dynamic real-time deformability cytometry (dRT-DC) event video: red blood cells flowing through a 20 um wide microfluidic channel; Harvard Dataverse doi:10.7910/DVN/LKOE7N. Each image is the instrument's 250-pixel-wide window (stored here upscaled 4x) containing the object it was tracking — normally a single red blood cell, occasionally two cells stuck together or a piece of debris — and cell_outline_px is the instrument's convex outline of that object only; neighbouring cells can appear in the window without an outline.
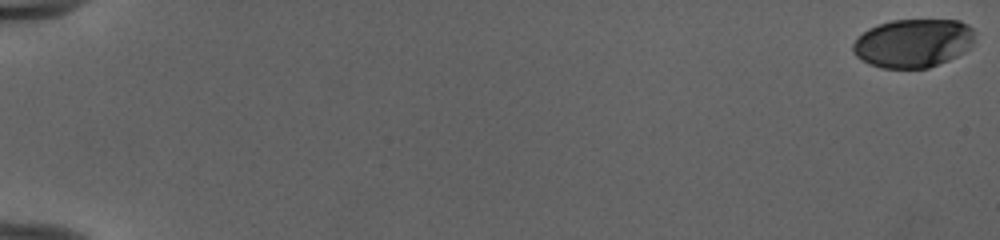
{"species": "human", "species_latin": "Homo sapiens", "temperature_condition": "cold", "stored_images_in_passage": 54, "camera_frame_rate_fps": 3000, "um_per_image_px": 0.085, "donor": {"sex": "female"}, "frame": {"image": 1, "passage_image": 1, "time_ms": 0.0, "image_size_px": [1000, 240], "cell_outline_px": [[972, 44], [964, 52], [948, 60], [928, 68], [880, 68], [868, 64], [856, 56], [852, 52], [852, 44], [868, 28], [892, 20], [960, 20], [968, 24], [972, 28]], "centroid_in_image_um": [77.59, 3.67], "position_along_channel_um": 7.4, "area_um2": 34.39}}
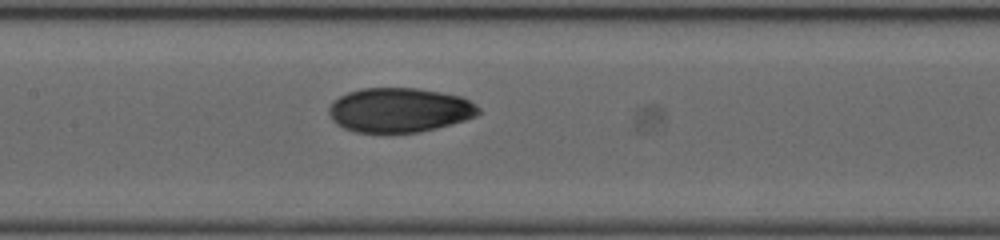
{"frame": {"image": 2, "passage_image": 29, "time_ms": 9.333, "image_size_px": [1000, 240], "cell_outline_px": [[480, 112], [476, 116], [464, 120], [436, 128], [420, 132], [356, 132], [344, 128], [336, 124], [332, 120], [328, 112], [328, 108], [332, 100], [348, 92], [360, 88], [416, 88], [440, 92], [460, 96], [476, 104], [480, 108]], "centroid_in_image_um": [33.92, 9.35], "position_along_channel_um": 173.5, "area_um2": 38.78}}
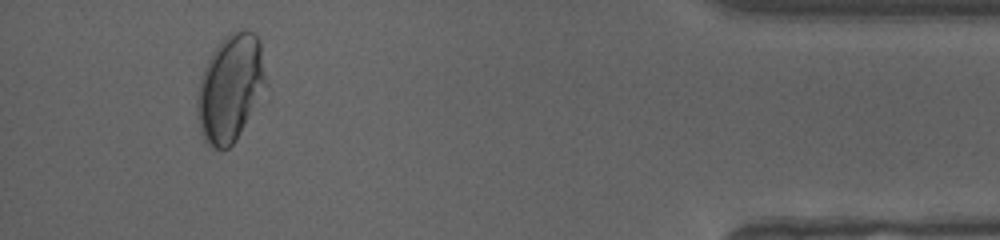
{"frame": {"image": 3, "passage_image": 51, "time_ms": 16.667, "image_size_px": [1000, 240], "cell_outline_px": [[268, 88], [236, 140], [228, 148], [212, 148], [204, 140], [200, 132], [196, 112], [196, 96], [200, 80], [204, 68], [212, 52], [224, 36], [228, 32], [252, 32], [260, 40], [268, 84]], "centroid_in_image_um": [19.6, 7.51], "position_along_channel_um": 415.6, "area_um2": 43.41}, "authors_computed_cell_mechanics": {"area_um2": 37.9746, "velocity_mm_per_s": 3.9833, "shape_relaxation_time_tau1_ms": 7.0821, "shape_relaxation_time_tau2_ms": 1.0653, "deformation_change_tau1": 0.2274, "deformation_change_tau2": 0.0392}}